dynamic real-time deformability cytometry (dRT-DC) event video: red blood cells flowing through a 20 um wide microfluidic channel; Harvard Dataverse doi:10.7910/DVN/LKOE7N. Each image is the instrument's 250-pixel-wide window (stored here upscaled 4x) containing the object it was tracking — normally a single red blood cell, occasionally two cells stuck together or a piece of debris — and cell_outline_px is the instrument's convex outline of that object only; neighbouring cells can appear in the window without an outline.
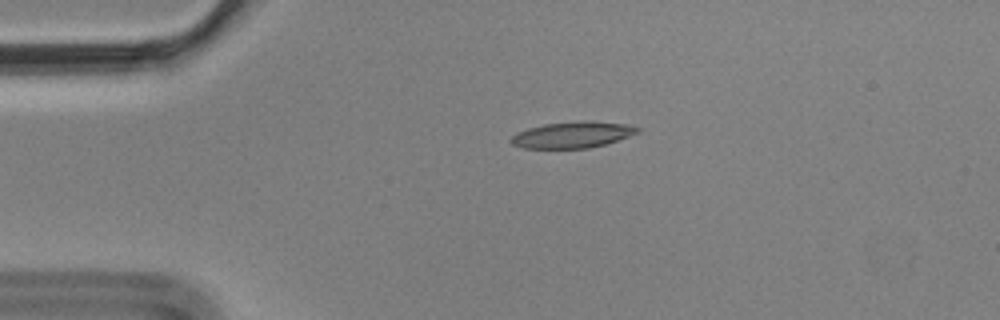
{"species": "Egyptian fruit bat (a non-hibernating species)", "species_latin": "Rousettus aegyptiacus", "temperature_condition": "cold", "stored_images_in_passage": 3, "camera_frame_rate_fps": 3000, "um_per_image_px": 0.085, "animal": {"sex": "male"}, "frame": {"image": 1, "passage_image": 2, "time_ms": 0.333, "image_size_px": [1000, 320], "cell_outline_px": [[640, 132], [604, 144], [588, 148], [524, 148], [512, 144], [508, 140], [516, 132], [528, 128], [544, 124], [628, 124], [640, 128]], "centroid_in_image_um": [48.56, 11.52], "position_along_channel_um": 36.4, "area_um2": 18.09}}